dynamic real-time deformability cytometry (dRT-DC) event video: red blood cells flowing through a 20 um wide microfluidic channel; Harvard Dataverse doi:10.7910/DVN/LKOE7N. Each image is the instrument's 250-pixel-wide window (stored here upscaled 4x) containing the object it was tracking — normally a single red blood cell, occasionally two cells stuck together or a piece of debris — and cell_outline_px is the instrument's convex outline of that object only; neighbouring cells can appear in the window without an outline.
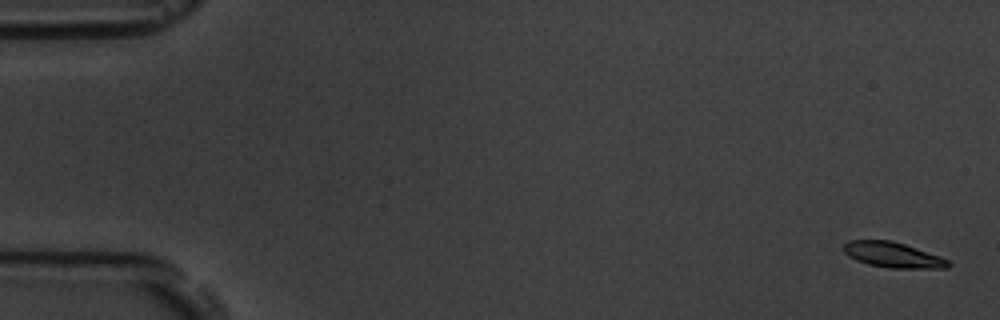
{"species": "common noctule bat (a hibernating species)", "species_latin": "Nyctalus noctula", "temperature_condition": "room temperature", "stored_images_in_passage": 6, "camera_frame_rate_fps": 3000, "um_per_image_px": 0.085, "animal": {"sex": "male", "body_mass_g": 19.5, "forearm_length_mm": 54.6}, "frame": {"image": 1, "passage_image": 1, "time_ms": 0.0, "image_size_px": [1000, 320], "cell_outline_px": [[952, 264], [948, 268], [888, 268], [868, 264], [856, 260], [848, 256], [844, 252], [844, 244], [848, 240], [892, 240], [940, 256], [948, 260]], "centroid_in_image_um": [75.89, 21.67], "position_along_channel_um": 9.1, "area_um2": 15.49}}
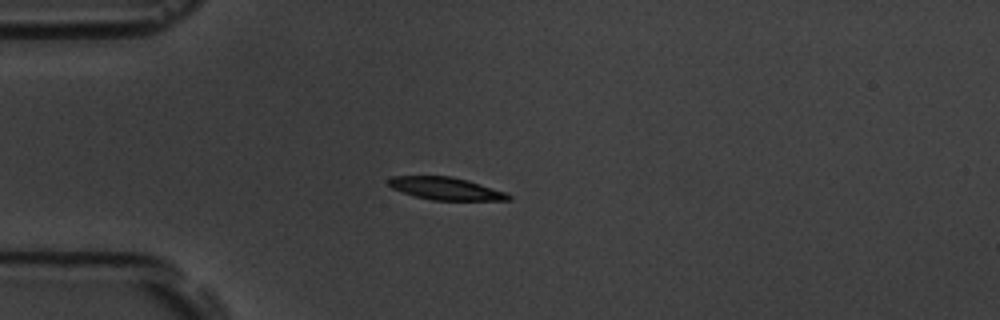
{"frame": {"image": 2, "passage_image": 5, "time_ms": 4.667, "image_size_px": [1000, 320], "cell_outline_px": [[512, 200], [432, 200], [416, 196], [392, 188], [388, 184], [388, 180], [392, 176], [452, 176], [468, 180], [504, 192], [512, 196]], "centroid_in_image_um": [37.89, 16.02], "position_along_channel_um": 47.1, "area_um2": 15.55}}